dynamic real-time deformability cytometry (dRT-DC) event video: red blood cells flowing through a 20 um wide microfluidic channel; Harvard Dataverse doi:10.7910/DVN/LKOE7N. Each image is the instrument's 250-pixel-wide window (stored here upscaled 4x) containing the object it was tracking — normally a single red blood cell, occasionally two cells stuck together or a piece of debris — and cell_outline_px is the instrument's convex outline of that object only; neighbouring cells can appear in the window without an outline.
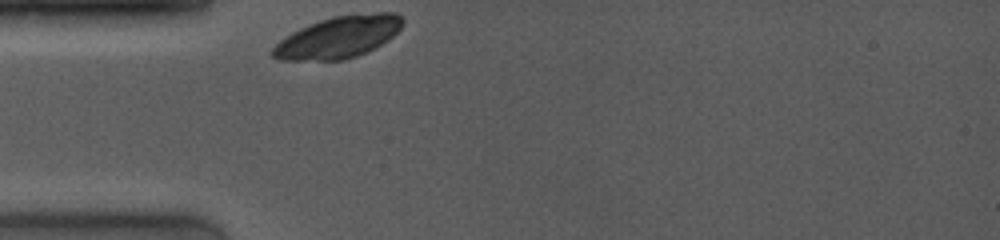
{"species": "common noctule bat (a hibernating species)", "species_latin": "Nyctalus noctula", "temperature_condition": "room temperature", "stored_images_in_passage": 8, "camera_frame_rate_fps": 4000, "um_per_image_px": 0.085, "animal": {"sex": "female", "body_mass_g": 19.0, "forearm_length_mm": 53.3}, "frame": {"image": 1, "passage_image": 1, "time_ms": 0.0, "image_size_px": [1000, 240], "cell_outline_px": [[404, 20], [400, 28], [388, 40], [356, 56], [344, 60], [280, 60], [272, 56], [268, 52], [280, 40], [292, 32], [300, 28], [320, 20], [332, 16], [376, 12], [396, 12]], "centroid_in_image_um": [28.74, 3.15], "position_along_channel_um": 56.3, "area_um2": 31.44}}
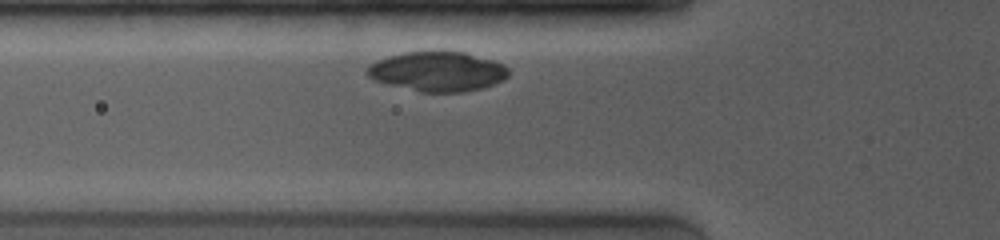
{"frame": {"image": 2, "passage_image": 3, "time_ms": 1.0, "image_size_px": [1000, 240], "cell_outline_px": [[508, 76], [504, 80], [484, 88], [464, 92], [420, 92], [372, 80], [364, 72], [368, 64], [376, 60], [388, 56], [404, 52], [432, 48], [444, 48], [468, 52], [504, 64], [508, 68]], "centroid_in_image_um": [37.18, 6.02], "position_along_channel_um": 88.6, "area_um2": 34.1}}
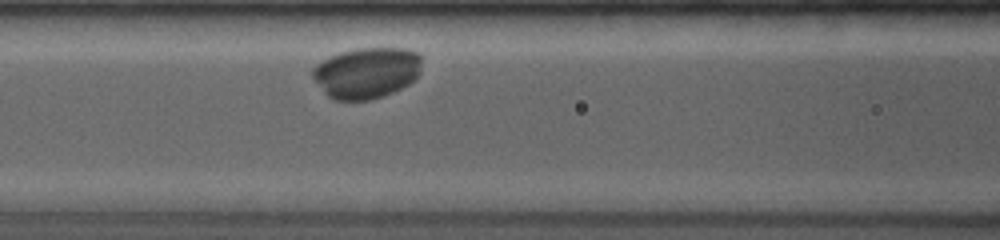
{"frame": {"image": 3, "passage_image": 5, "time_ms": 2.25, "image_size_px": [1000, 240], "cell_outline_px": [[420, 72], [416, 80], [384, 96], [368, 100], [332, 100], [324, 92], [312, 76], [312, 68], [316, 64], [340, 52], [356, 48], [404, 48], [416, 52], [420, 56]], "centroid_in_image_um": [31.16, 6.19], "position_along_channel_um": 135.4, "area_um2": 32.43}}